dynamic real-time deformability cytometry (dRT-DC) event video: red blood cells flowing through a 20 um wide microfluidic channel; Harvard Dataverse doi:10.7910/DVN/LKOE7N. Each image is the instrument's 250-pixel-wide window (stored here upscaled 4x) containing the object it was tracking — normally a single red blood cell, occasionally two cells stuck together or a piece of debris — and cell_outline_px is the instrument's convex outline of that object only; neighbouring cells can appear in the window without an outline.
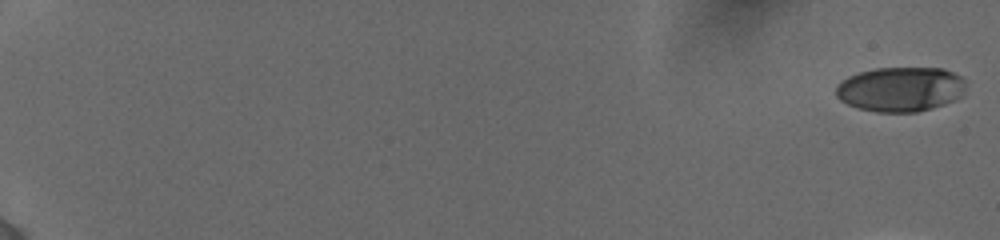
{"species": "human", "species_latin": "Homo sapiens", "temperature_condition": "cold", "stored_images_in_passage": 22, "camera_frame_rate_fps": 3000, "um_per_image_px": 0.085, "donor": {"sex": "female"}, "frame": {"image": 1, "passage_image": 1, "time_ms": 0.0, "image_size_px": [1000, 240], "cell_outline_px": [[964, 96], [956, 100], [932, 108], [916, 112], [876, 112], [856, 108], [840, 100], [836, 96], [836, 84], [840, 80], [848, 76], [860, 72], [876, 68], [944, 68], [960, 76], [964, 80]], "centroid_in_image_um": [76.53, 7.59], "position_along_channel_um": 8.5, "area_um2": 34.16}}